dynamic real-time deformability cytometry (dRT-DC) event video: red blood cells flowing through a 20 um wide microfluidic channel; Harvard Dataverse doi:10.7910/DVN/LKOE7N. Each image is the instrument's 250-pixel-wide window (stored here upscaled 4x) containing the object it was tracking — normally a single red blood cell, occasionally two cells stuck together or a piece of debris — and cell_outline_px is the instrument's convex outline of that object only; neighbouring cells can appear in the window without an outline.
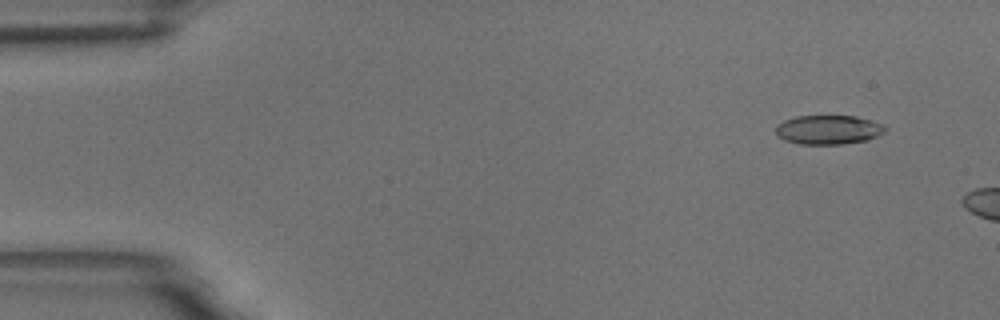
{"species": "common noctule bat (a hibernating species)", "species_latin": "Nyctalus noctula", "temperature_condition": "room temperature", "stored_images_in_passage": 11, "camera_frame_rate_fps": 3000, "um_per_image_px": 0.085, "animal": {"sex": "male", "body_mass_g": 18.8}, "frame": {"image": 1, "passage_image": 4, "time_ms": 1.0, "image_size_px": [1000, 320], "cell_outline_px": [[888, 128], [884, 132], [876, 136], [864, 140], [840, 144], [800, 144], [784, 140], [776, 136], [776, 124], [784, 120], [796, 116], [856, 116], [880, 124]], "centroid_in_image_um": [70.34, 11.02], "position_along_channel_um": 14.7, "area_um2": 18.44}}